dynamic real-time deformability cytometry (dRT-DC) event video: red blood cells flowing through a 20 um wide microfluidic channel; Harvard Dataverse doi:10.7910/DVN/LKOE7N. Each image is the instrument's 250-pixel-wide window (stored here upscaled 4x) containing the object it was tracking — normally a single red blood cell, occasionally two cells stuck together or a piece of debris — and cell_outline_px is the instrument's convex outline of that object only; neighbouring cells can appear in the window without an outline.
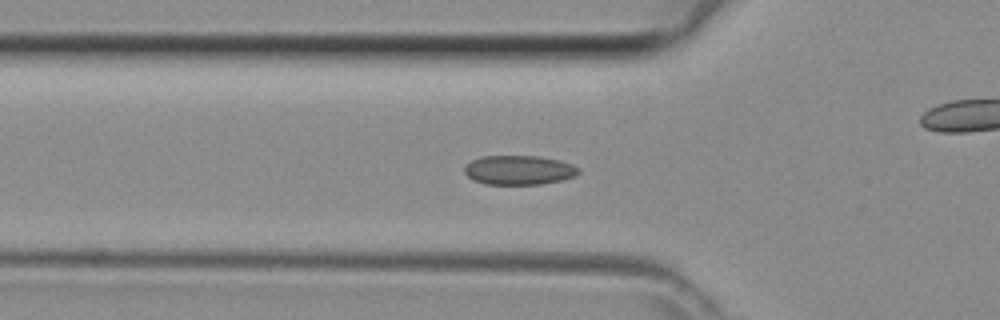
{"species": "common noctule bat (a hibernating species)", "species_latin": "Nyctalus noctula", "temperature_condition": "room temperature", "stored_images_in_passage": 43, "camera_frame_rate_fps": 3000, "um_per_image_px": 0.085, "animal": {"sex": "female", "body_mass_g": 29.2, "forearm_length_mm": 56.3}, "frame": {"image": 1, "passage_image": 13, "time_ms": 4.0, "image_size_px": [1000, 320], "cell_outline_px": [[580, 172], [576, 176], [544, 184], [484, 184], [468, 176], [464, 172], [464, 168], [472, 160], [480, 156], [540, 156], [560, 160], [572, 164], [580, 168]], "centroid_in_image_um": [44.15, 14.45], "position_along_channel_um": 81.6, "area_um2": 19.54}}
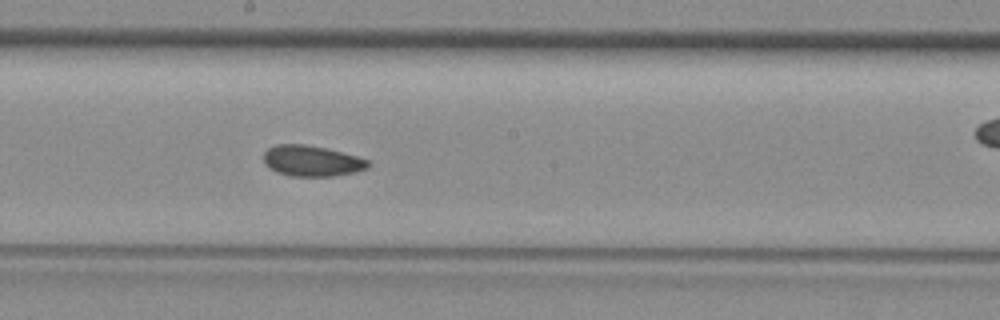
{"frame": {"image": 2, "passage_image": 22, "time_ms": 7.0, "image_size_px": [1000, 320], "cell_outline_px": [[368, 168], [356, 172], [332, 176], [292, 176], [276, 172], [264, 164], [264, 152], [268, 148], [276, 144], [304, 144], [324, 148], [356, 156], [368, 160]], "centroid_in_image_um": [26.46, 13.68], "position_along_channel_um": 221.7, "area_um2": 18.61}}
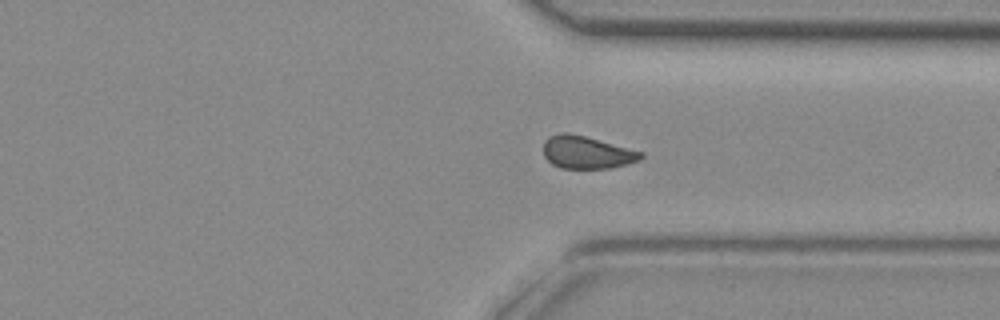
{"frame": {"image": 3, "passage_image": 31, "time_ms": 10.0, "image_size_px": [1000, 320], "cell_outline_px": [[644, 156], [640, 160], [628, 164], [612, 168], [560, 168], [552, 164], [544, 156], [544, 140], [548, 136], [560, 132], [568, 132], [584, 136], [644, 152]], "centroid_in_image_um": [49.87, 12.95], "position_along_channel_um": 361.5, "area_um2": 18.61}}